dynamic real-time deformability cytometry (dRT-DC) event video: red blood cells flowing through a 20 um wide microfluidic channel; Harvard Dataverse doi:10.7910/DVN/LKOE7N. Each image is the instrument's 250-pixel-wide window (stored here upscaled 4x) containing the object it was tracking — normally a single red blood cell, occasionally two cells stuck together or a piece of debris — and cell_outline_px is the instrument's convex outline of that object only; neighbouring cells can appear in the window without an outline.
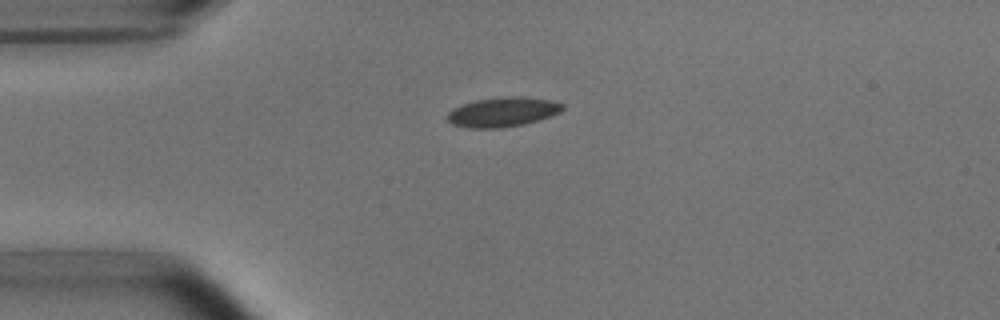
{"species": "common noctule bat (a hibernating species)", "species_latin": "Nyctalus noctula", "temperature_condition": "room temperature", "stored_images_in_passage": 41, "camera_frame_rate_fps": 3000, "um_per_image_px": 0.085, "animal": {"sex": "male", "body_mass_g": 15.6}, "frame": {"image": 1, "passage_image": 1, "time_ms": 0.0, "image_size_px": [1000, 320], "cell_outline_px": [[564, 108], [560, 112], [540, 120], [524, 124], [496, 128], [472, 128], [452, 124], [448, 120], [448, 112], [452, 108], [460, 104], [476, 100], [508, 96], [520, 96], [552, 100], [564, 104]], "centroid_in_image_um": [42.74, 9.51], "position_along_channel_um": 42.3, "area_um2": 19.88}}
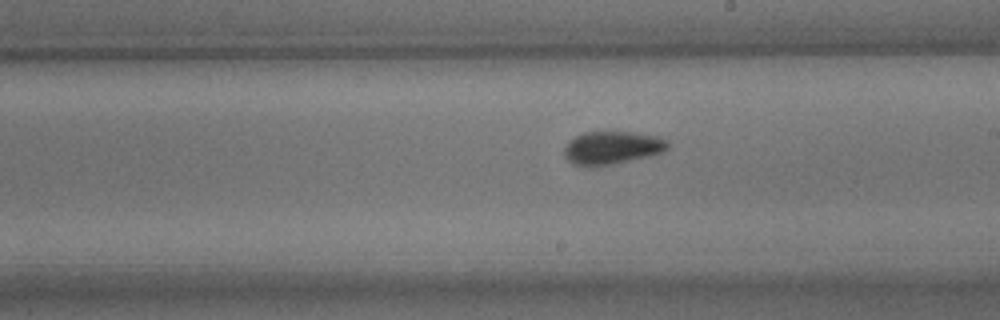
{"frame": {"image": 2, "passage_image": 18, "time_ms": 5.667, "image_size_px": [1000, 320], "cell_outline_px": [[668, 148], [664, 152], [648, 156], [596, 168], [572, 164], [564, 156], [564, 148], [568, 140], [584, 132], [632, 132], [660, 136], [668, 140]], "centroid_in_image_um": [52.01, 12.57], "position_along_channel_um": 237.0, "area_um2": 20.29}}
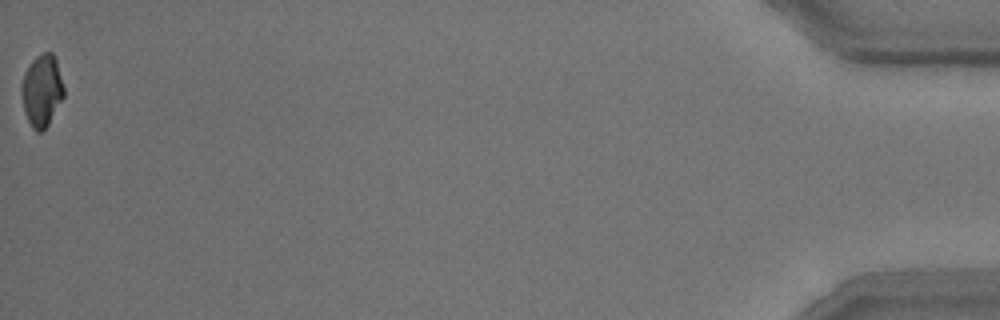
{"frame": {"image": 3, "passage_image": 41, "time_ms": 13.333, "image_size_px": [1000, 320], "cell_outline_px": [[64, 96], [48, 124], [40, 132], [36, 132], [32, 128], [28, 120], [24, 108], [20, 88], [24, 72], [32, 60], [36, 56], [44, 52], [52, 52], [56, 60], [64, 88]], "centroid_in_image_um": [3.55, 7.68], "position_along_channel_um": 431.7, "area_um2": 17.57}, "authors_computed_cell_mechanics": {"area_um2": 19.1896, "velocity_mm_per_s": 3.7932, "shape_relaxation_time_tau1_ms": 3.6087, "shape_relaxation_time_tau2_ms": 0.9755, "deformation_change_tau1": 0.1135, "deformation_change_tau2": 0.0574}}